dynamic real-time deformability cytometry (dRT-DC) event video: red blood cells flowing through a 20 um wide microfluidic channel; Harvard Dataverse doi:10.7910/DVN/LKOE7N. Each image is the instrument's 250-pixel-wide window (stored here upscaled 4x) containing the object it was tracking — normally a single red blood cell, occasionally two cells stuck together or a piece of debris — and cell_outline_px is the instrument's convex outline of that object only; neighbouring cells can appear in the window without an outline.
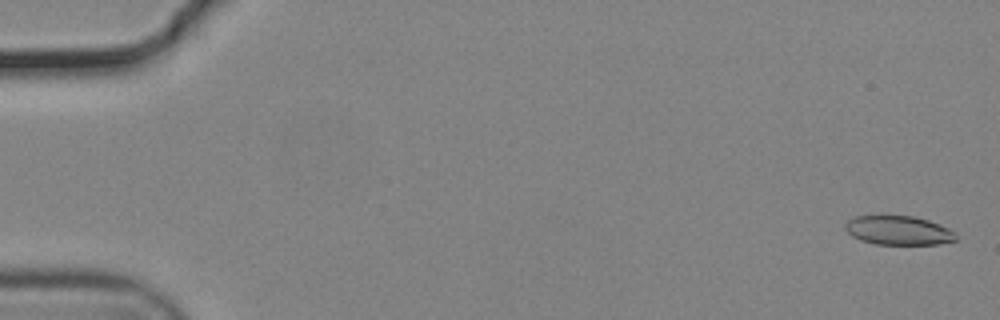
{"species": "common noctule bat (a hibernating species)", "species_latin": "Nyctalus noctula", "temperature_condition": "cold", "stored_images_in_passage": 30, "camera_frame_rate_fps": 3000, "um_per_image_px": 0.085, "animal": {"sex": "male", "body_mass_g": 19.2, "forearm_length_mm": 51.8}, "frame": {"image": 1, "passage_image": 2, "time_ms": 0.333, "image_size_px": [1000, 320], "cell_outline_px": [[956, 240], [940, 244], [876, 244], [860, 240], [852, 236], [844, 228], [844, 224], [848, 220], [856, 216], [912, 216], [928, 220], [940, 224], [956, 232]], "centroid_in_image_um": [76.37, 19.58], "position_along_channel_um": 8.6, "area_um2": 18.73}}
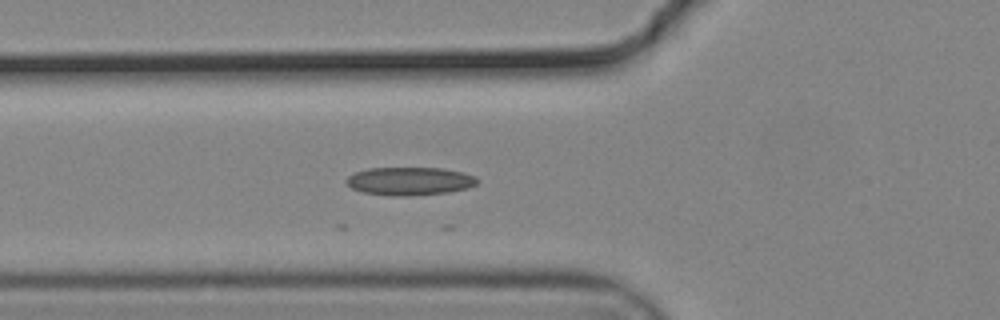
{"frame": {"image": 2, "passage_image": 21, "time_ms": 6.667, "image_size_px": [1000, 320], "cell_outline_px": [[480, 180], [476, 184], [468, 188], [448, 192], [412, 196], [388, 196], [364, 192], [352, 188], [344, 180], [348, 176], [356, 172], [368, 168], [440, 168], [464, 172], [476, 176]], "centroid_in_image_um": [34.85, 15.4], "position_along_channel_um": 91.0, "area_um2": 21.62}}
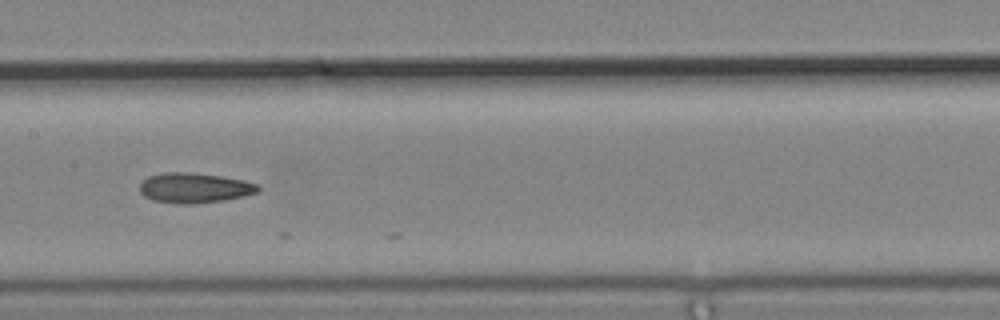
{"frame": {"image": 3, "passage_image": 29, "time_ms": 9.333, "image_size_px": [1000, 320], "cell_outline_px": [[260, 192], [244, 196], [224, 200], [192, 204], [184, 204], [152, 200], [144, 196], [140, 192], [140, 184], [148, 176], [164, 172], [188, 172], [220, 176], [244, 180], [256, 184], [260, 188]], "centroid_in_image_um": [16.53, 15.97], "position_along_channel_um": 190.9, "area_um2": 20.69}}